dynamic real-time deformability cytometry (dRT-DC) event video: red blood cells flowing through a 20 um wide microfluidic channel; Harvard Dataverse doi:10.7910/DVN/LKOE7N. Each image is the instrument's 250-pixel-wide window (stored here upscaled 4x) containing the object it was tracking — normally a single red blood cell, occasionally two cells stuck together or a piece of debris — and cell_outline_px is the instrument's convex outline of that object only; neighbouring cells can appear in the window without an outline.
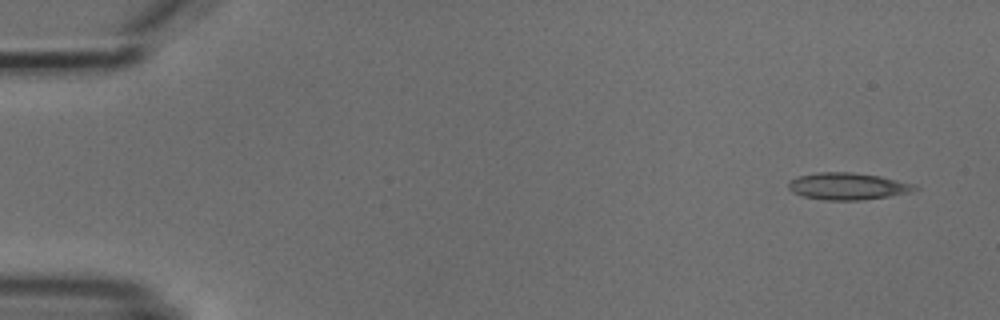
{"species": "common noctule bat (a hibernating species)", "species_latin": "Nyctalus noctula", "temperature_condition": "cold", "stored_images_in_passage": 5, "camera_frame_rate_fps": 3000, "um_per_image_px": 0.085, "animal": {"sex": "male", "body_mass_g": 18.8}, "frame": {"image": 1, "passage_image": 1, "time_ms": 0.0, "image_size_px": [1000, 320], "cell_outline_px": [[920, 188], [908, 192], [888, 196], [864, 200], [824, 200], [804, 196], [792, 192], [788, 188], [788, 180], [796, 176], [816, 172], [852, 172], [880, 176], [916, 184]], "centroid_in_image_um": [72.02, 15.82], "position_along_channel_um": 13.0, "area_um2": 20.0}}
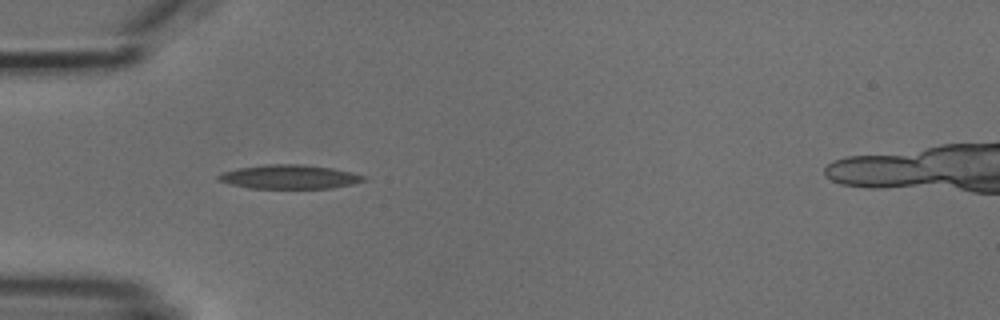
{"frame": {"image": 2, "passage_image": 4, "time_ms": 4.333, "image_size_px": [1000, 320], "cell_outline_px": [[368, 180], [352, 184], [332, 188], [248, 188], [216, 180], [216, 176], [220, 172], [236, 168], [268, 164], [304, 164], [332, 168], [352, 172], [368, 176]], "centroid_in_image_um": [24.61, 15.02], "position_along_channel_um": 60.4, "area_um2": 20.58}}
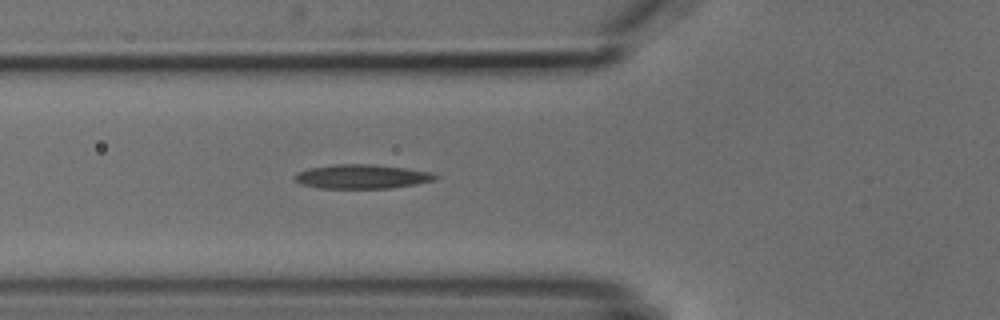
{"frame": {"image": 3, "passage_image": 5, "time_ms": 5.333, "image_size_px": [1000, 320], "cell_outline_px": [[440, 176], [436, 180], [416, 184], [392, 188], [320, 188], [300, 184], [292, 176], [308, 168], [332, 164], [372, 164], [404, 168], [432, 172]], "centroid_in_image_um": [30.78, 15.0], "position_along_channel_um": 95.0, "area_um2": 19.88}}